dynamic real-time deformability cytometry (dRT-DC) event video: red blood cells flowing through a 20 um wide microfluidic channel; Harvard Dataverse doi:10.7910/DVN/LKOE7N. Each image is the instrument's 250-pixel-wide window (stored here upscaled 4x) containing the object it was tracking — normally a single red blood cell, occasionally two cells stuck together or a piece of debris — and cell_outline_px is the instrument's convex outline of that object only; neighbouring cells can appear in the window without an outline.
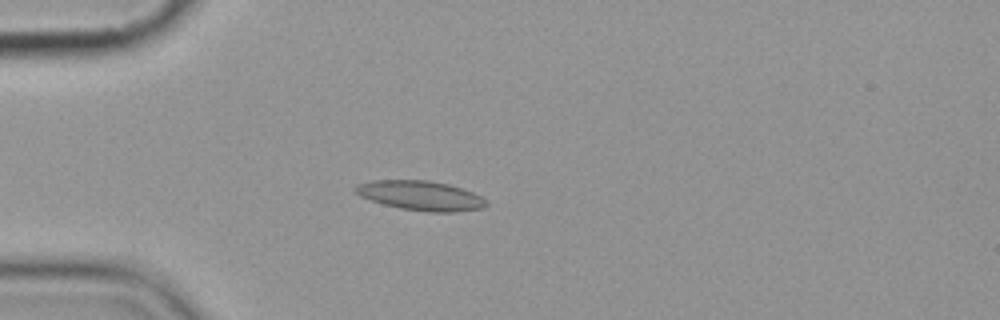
{"species": "common noctule bat (a hibernating species)", "species_latin": "Nyctalus noctula", "temperature_condition": "cold", "stored_images_in_passage": 5, "camera_frame_rate_fps": 3000, "um_per_image_px": 0.085, "animal": {"sex": "female", "body_mass_g": 19.9}, "frame": {"image": 1, "passage_image": 5, "time_ms": 4.667, "image_size_px": [1000, 320], "cell_outline_px": [[488, 204], [484, 208], [456, 212], [428, 212], [400, 208], [384, 204], [360, 196], [352, 192], [352, 188], [356, 184], [372, 180], [428, 180], [448, 184], [472, 192], [488, 200]], "centroid_in_image_um": [35.73, 16.62], "position_along_channel_um": 49.3, "area_um2": 22.72}}